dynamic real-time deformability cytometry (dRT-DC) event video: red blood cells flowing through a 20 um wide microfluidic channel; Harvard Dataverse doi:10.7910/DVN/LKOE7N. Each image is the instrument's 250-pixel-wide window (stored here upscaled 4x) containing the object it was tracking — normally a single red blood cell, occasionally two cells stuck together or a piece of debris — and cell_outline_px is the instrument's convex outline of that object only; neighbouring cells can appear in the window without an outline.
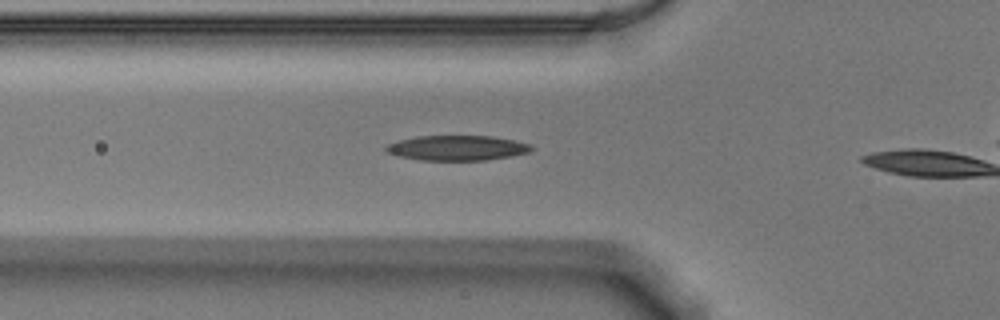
{"species": "Egyptian fruit bat (a non-hibernating species)", "species_latin": "Rousettus aegyptiacus", "temperature_condition": "warm", "stored_images_in_passage": 13, "camera_frame_rate_fps": 3000, "um_per_image_px": 0.085, "animal": {"sex": "male"}, "frame": {"image": 1, "passage_image": 8, "time_ms": 2.333, "image_size_px": [1000, 320], "cell_outline_px": [[532, 148], [528, 152], [512, 156], [484, 160], [420, 160], [400, 156], [388, 152], [384, 148], [388, 144], [400, 140], [420, 136], [492, 136], [512, 140], [528, 144]], "centroid_in_image_um": [38.84, 12.57], "position_along_channel_um": 87.0, "area_um2": 20.81}}